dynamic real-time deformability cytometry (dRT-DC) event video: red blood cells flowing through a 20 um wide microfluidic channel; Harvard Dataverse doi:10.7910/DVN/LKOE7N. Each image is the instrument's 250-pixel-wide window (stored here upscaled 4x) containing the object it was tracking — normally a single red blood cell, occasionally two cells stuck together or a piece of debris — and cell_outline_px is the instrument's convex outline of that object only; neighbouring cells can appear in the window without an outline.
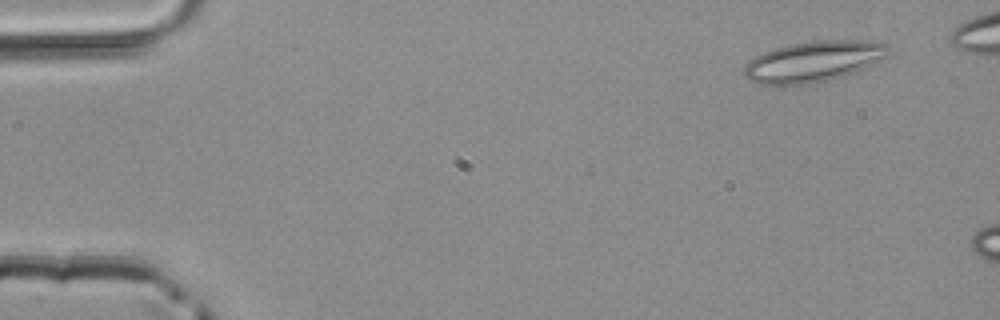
{"species": "common noctule bat (a hibernating species)", "species_latin": "Nyctalus noctula", "temperature_condition": "room temperature", "stored_images_in_passage": 9, "camera_frame_rate_fps": 3000, "um_per_image_px": 0.085, "animal": {"sex": "male", "body_mass_g": 20.4}, "frame": {"image": 1, "passage_image": 4, "time_ms": 1.0, "image_size_px": [1000, 320], "cell_outline_px": [[888, 56], [852, 72], [828, 80], [804, 84], [760, 84], [748, 80], [744, 76], [744, 68], [748, 60], [764, 52], [788, 44], [816, 40], [872, 40], [888, 44]], "centroid_in_image_um": [69.12, 5.2], "position_along_channel_um": 15.9, "area_um2": 33.93}}